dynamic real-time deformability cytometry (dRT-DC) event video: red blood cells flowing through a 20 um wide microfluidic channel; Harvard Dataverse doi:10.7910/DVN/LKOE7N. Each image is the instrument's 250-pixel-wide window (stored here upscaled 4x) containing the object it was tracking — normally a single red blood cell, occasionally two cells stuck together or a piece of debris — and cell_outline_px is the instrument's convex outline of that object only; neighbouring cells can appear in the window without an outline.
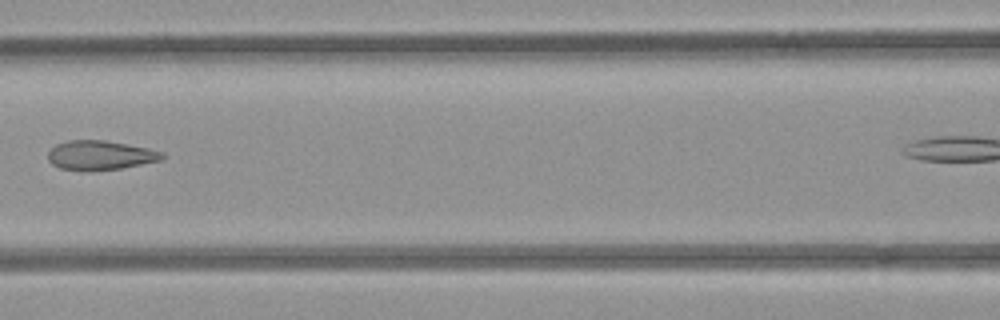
{"species": "common noctule bat (a hibernating species)", "species_latin": "Nyctalus noctula", "temperature_condition": "room temperature", "stored_images_in_passage": 6, "segment_of_instrument_passage": [1, 2], "camera_frame_rate_fps": 3000, "um_per_image_px": 0.085, "animal": {"sex": "female", "body_mass_g": 21.9}, "frame": {"image": 1, "passage_image": 4, "time_ms": 4.333, "image_size_px": [1000, 320], "cell_outline_px": [[168, 156], [160, 160], [120, 168], [88, 172], [60, 168], [52, 164], [48, 160], [48, 152], [56, 144], [68, 140], [104, 140], [128, 144], [148, 148], [164, 152]], "centroid_in_image_um": [8.52, 13.2], "position_along_channel_um": 158.1, "area_um2": 19.71}}
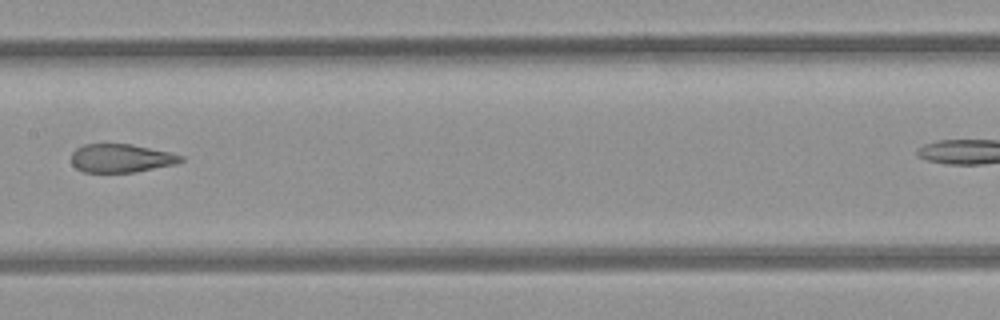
{"frame": {"image": 2, "passage_image": 5, "time_ms": 5.333, "image_size_px": [1000, 320], "cell_outline_px": [[184, 160], [176, 164], [136, 172], [84, 172], [76, 168], [72, 164], [72, 152], [76, 148], [84, 144], [132, 144], [168, 152], [184, 156]], "centroid_in_image_um": [10.29, 13.45], "position_along_channel_um": 197.1, "area_um2": 18.15}}